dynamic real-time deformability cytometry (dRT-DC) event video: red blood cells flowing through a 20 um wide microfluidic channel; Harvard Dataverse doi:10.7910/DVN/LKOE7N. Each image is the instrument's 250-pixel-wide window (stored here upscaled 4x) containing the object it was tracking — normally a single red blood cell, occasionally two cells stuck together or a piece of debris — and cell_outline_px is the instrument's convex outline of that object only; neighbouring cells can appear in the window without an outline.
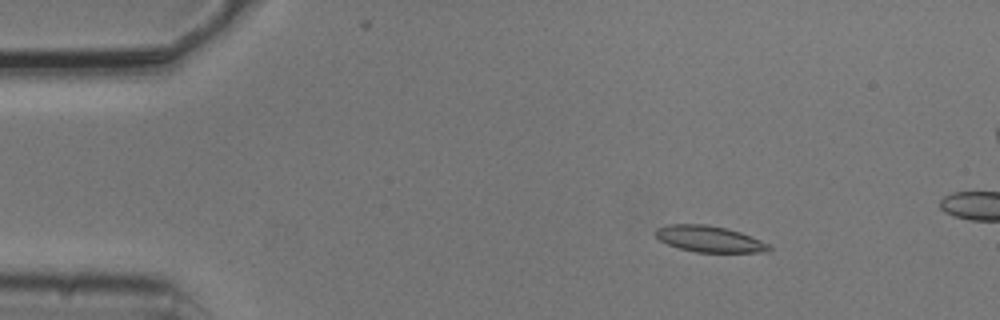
{"species": "common noctule bat (a hibernating species)", "species_latin": "Nyctalus noctula", "temperature_condition": "cold", "stored_images_in_passage": 6, "camera_frame_rate_fps": 3000, "um_per_image_px": 0.085, "animal": {"sex": "male", "body_mass_g": 20.5, "forearm_length_mm": 52.5}, "frame": {"image": 1, "passage_image": 3, "time_ms": 0.667, "image_size_px": [1000, 320], "cell_outline_px": [[772, 248], [768, 252], [696, 252], [680, 248], [668, 244], [660, 240], [656, 236], [656, 228], [668, 224], [708, 224], [728, 228], [740, 232], [760, 240], [768, 244]], "centroid_in_image_um": [60.3, 20.3], "position_along_channel_um": 24.7, "area_um2": 17.28}}